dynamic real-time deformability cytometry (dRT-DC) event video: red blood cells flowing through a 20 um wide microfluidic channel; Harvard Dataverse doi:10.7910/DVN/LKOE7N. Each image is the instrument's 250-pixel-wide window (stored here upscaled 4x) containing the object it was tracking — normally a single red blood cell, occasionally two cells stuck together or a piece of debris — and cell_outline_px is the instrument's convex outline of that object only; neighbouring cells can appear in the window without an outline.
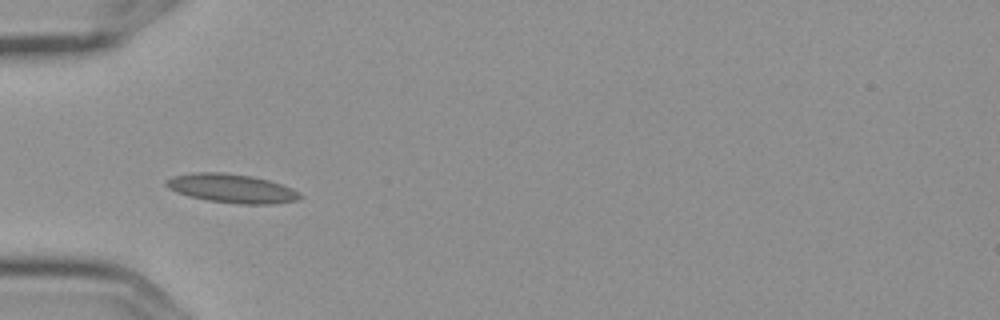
{"species": "Egyptian fruit bat (a non-hibernating species)", "species_latin": "Rousettus aegyptiacus", "temperature_condition": "cold", "stored_images_in_passage": 6, "camera_frame_rate_fps": 3000, "um_per_image_px": 0.085, "frame": {"image": 1, "passage_image": 4, "time_ms": 1.0, "image_size_px": [1000, 320], "cell_outline_px": [[304, 196], [300, 200], [272, 204], [240, 204], [208, 200], [188, 196], [176, 192], [168, 188], [164, 184], [164, 180], [172, 176], [192, 172], [220, 172], [252, 176], [268, 180], [292, 188], [300, 192]], "centroid_in_image_um": [19.69, 16.01], "position_along_channel_um": 65.3, "area_um2": 22.72}}
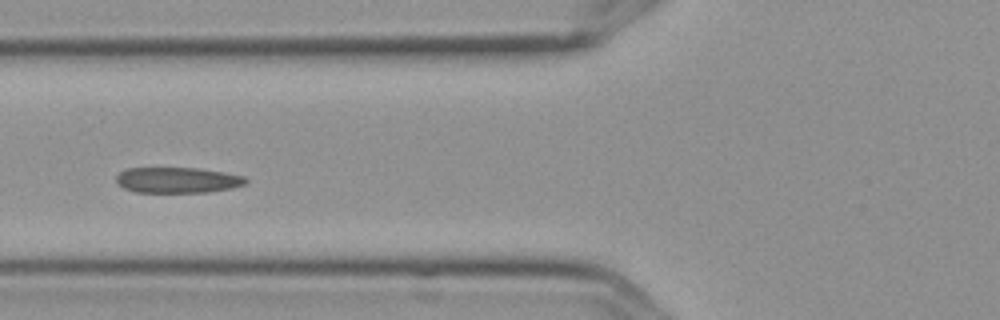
{"frame": {"image": 2, "passage_image": 5, "time_ms": 1.333, "image_size_px": [1000, 320], "cell_outline_px": [[248, 184], [232, 188], [208, 192], [136, 192], [124, 188], [116, 180], [116, 176], [120, 172], [128, 168], [200, 168], [224, 172], [244, 176], [248, 180]], "centroid_in_image_um": [15.14, 15.3], "position_along_channel_um": 110.7, "area_um2": 19.42}}
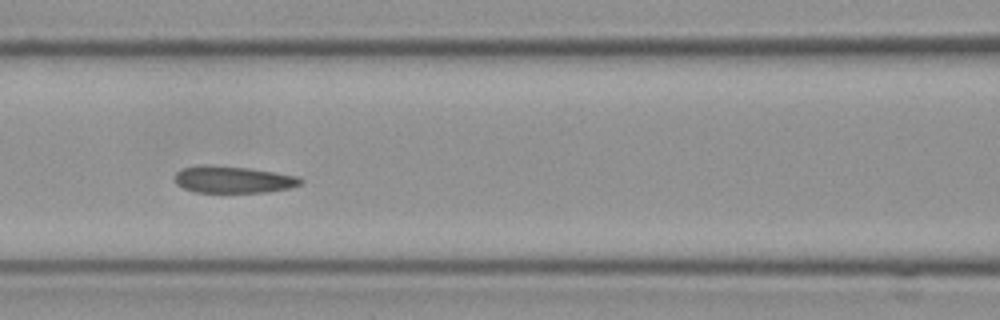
{"frame": {"image": 3, "passage_image": 6, "time_ms": 1.667, "image_size_px": [1000, 320], "cell_outline_px": [[304, 180], [300, 184], [288, 188], [264, 192], [196, 192], [184, 188], [176, 184], [176, 172], [184, 168], [248, 168], [296, 176]], "centroid_in_image_um": [19.88, 15.31], "position_along_channel_um": 146.7, "area_um2": 18.44}}